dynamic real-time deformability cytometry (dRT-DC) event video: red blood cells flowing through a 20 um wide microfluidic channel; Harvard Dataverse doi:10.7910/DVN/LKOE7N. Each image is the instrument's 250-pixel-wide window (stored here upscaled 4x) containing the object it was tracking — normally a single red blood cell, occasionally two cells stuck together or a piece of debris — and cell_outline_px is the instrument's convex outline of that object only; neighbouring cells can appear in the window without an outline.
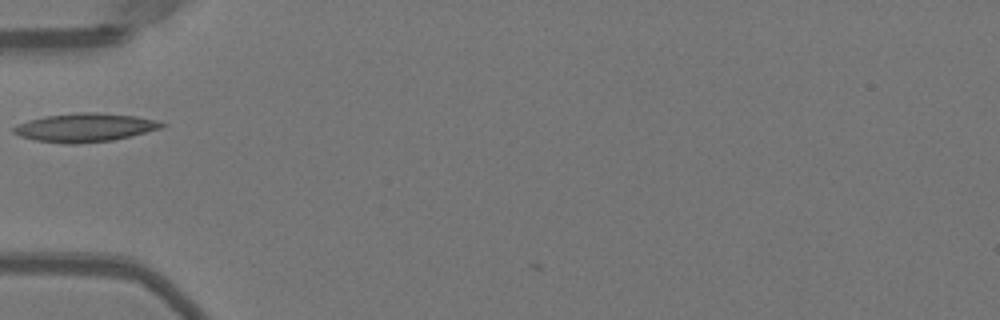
{"species": "Egyptian fruit bat (a non-hibernating species)", "species_latin": "Rousettus aegyptiacus", "temperature_condition": "warm", "stored_images_in_passage": 33, "camera_frame_rate_fps": 3000, "um_per_image_px": 0.085, "animal": {"sex": "female"}, "frame": {"image": 1, "passage_image": 1, "time_ms": 0.0, "image_size_px": [1000, 320], "cell_outline_px": [[168, 124], [160, 128], [112, 140], [76, 144], [64, 144], [36, 140], [20, 136], [12, 132], [12, 128], [16, 124], [28, 120], [44, 116], [76, 112], [96, 112], [136, 116], [160, 120]], "centroid_in_image_um": [7.19, 10.83], "position_along_channel_um": 77.8, "area_um2": 24.74}}
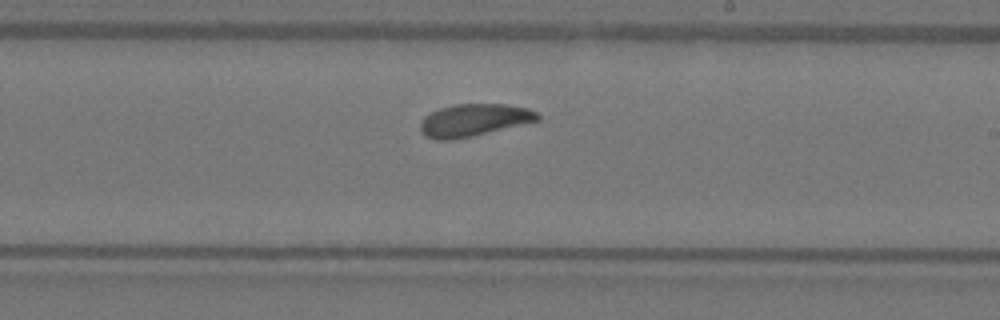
{"frame": {"image": 2, "passage_image": 14, "time_ms": 4.333, "image_size_px": [1000, 320], "cell_outline_px": [[540, 120], [452, 140], [436, 140], [424, 136], [420, 132], [420, 120], [424, 116], [440, 108], [456, 104], [508, 104], [528, 108], [536, 112], [540, 116]], "centroid_in_image_um": [40.24, 10.2], "position_along_channel_um": 248.8, "area_um2": 22.02}}
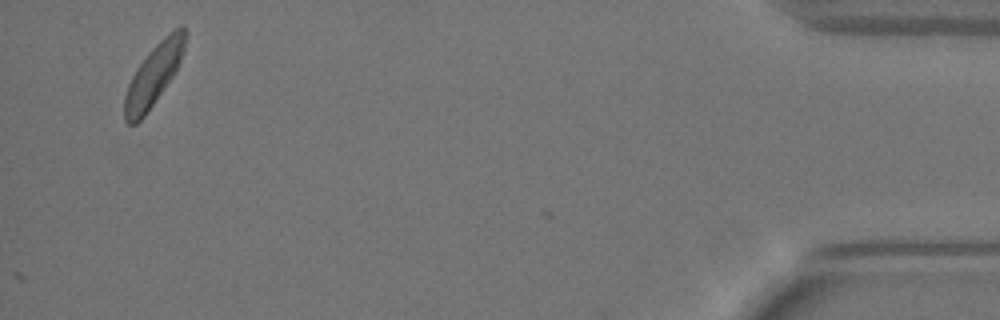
{"frame": {"image": 3, "passage_image": 33, "time_ms": 10.667, "image_size_px": [1000, 320], "cell_outline_px": [[188, 32], [184, 52], [176, 72], [144, 116], [136, 124], [128, 124], [124, 120], [124, 96], [128, 84], [136, 68], [148, 52], [164, 36], [180, 24], [184, 24]], "centroid_in_image_um": [13.09, 6.31], "position_along_channel_um": 422.1, "area_um2": 21.91}}